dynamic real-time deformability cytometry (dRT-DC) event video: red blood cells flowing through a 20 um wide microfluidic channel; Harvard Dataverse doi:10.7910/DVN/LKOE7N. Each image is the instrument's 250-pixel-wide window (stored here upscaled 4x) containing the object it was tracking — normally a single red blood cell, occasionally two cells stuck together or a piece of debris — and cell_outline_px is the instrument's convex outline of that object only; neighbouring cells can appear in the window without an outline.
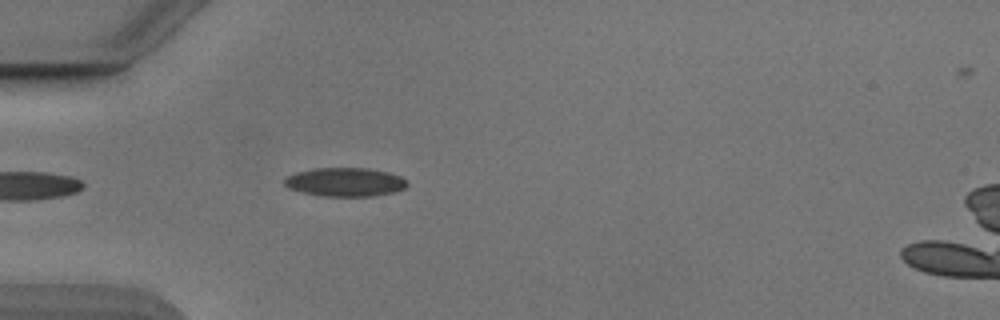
{"species": "Egyptian fruit bat (a non-hibernating species)", "species_latin": "Rousettus aegyptiacus", "temperature_condition": "cold", "stored_images_in_passage": 8, "camera_frame_rate_fps": 3000, "um_per_image_px": 0.085, "animal": {"sex": "male"}, "frame": {"image": 1, "passage_image": 4, "time_ms": 1.0, "image_size_px": [1000, 320], "cell_outline_px": [[408, 184], [404, 188], [392, 192], [372, 196], [320, 196], [288, 188], [284, 184], [284, 180], [288, 176], [296, 172], [316, 168], [368, 168], [388, 172], [400, 176], [408, 180]], "centroid_in_image_um": [29.35, 15.47], "position_along_channel_um": 55.7, "area_um2": 20.46}}
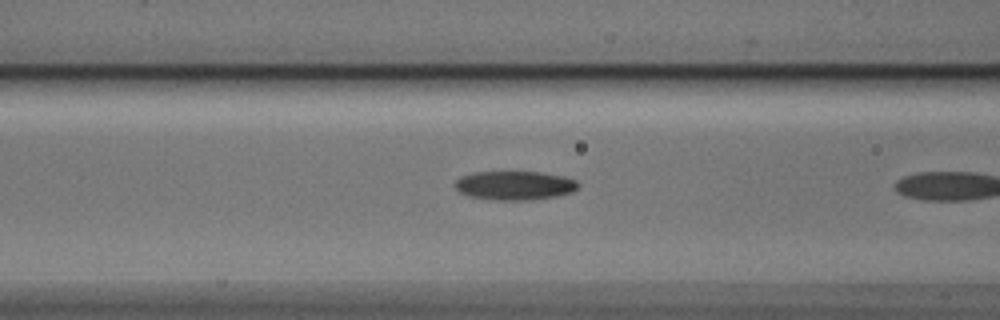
{"frame": {"image": 2, "passage_image": 7, "time_ms": 2.0, "image_size_px": [1000, 320], "cell_outline_px": [[580, 184], [572, 192], [556, 196], [532, 200], [492, 200], [468, 196], [460, 192], [452, 184], [460, 176], [472, 172], [540, 172], [564, 176], [576, 180]], "centroid_in_image_um": [43.71, 15.76], "position_along_channel_um": 122.9, "area_um2": 20.98}}